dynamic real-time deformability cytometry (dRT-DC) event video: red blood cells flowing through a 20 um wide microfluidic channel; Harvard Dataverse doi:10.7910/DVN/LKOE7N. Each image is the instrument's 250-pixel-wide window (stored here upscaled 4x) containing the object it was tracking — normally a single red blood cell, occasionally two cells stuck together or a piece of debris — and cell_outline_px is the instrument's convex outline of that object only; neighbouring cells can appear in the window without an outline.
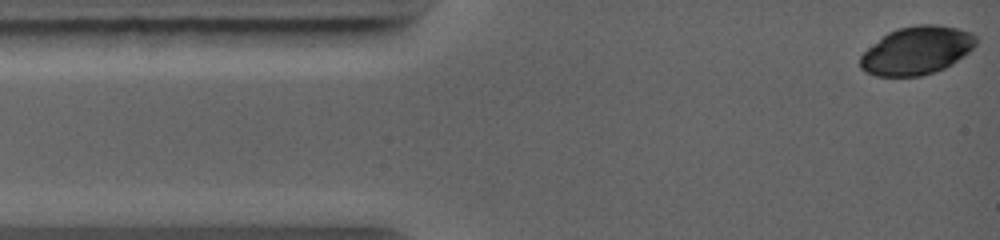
{"species": "common noctule bat (a hibernating species)", "species_latin": "Nyctalus noctula", "temperature_condition": "warm", "stored_images_in_passage": 19, "camera_frame_rate_fps": 5000, "um_per_image_px": 0.085, "animal": {"sex": "female", "body_mass_g": 19.0, "forearm_length_mm": 56.7}, "frame": {"image": 1, "passage_image": 1, "time_ms": 0.0, "image_size_px": [1000, 240], "cell_outline_px": [[976, 44], [964, 56], [952, 64], [936, 72], [920, 76], [876, 76], [864, 72], [860, 68], [860, 56], [868, 48], [888, 32], [896, 28], [916, 24], [940, 24], [972, 32], [976, 36]], "centroid_in_image_um": [77.92, 4.29], "position_along_channel_um": 7.1, "area_um2": 32.66}}